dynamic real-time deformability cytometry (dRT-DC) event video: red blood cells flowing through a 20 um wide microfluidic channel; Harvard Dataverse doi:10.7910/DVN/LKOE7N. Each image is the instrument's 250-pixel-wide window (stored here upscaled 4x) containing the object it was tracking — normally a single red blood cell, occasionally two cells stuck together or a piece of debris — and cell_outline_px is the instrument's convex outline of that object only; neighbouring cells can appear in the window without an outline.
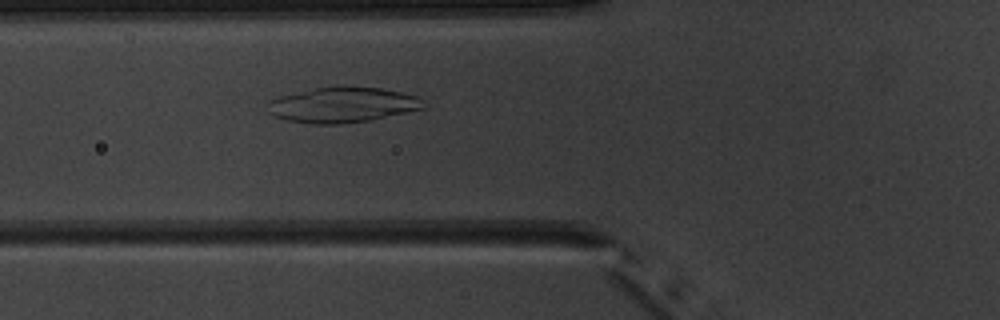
{"species": "common noctule bat (a hibernating species)", "species_latin": "Nyctalus noctula", "temperature_condition": "warm", "stored_images_in_passage": 4, "camera_frame_rate_fps": 3000, "um_per_image_px": 0.085, "animal": {"sex": "male", "body_mass_g": 20.1, "forearm_length_mm": 53.5}, "frame": {"image": 1, "passage_image": 4, "time_ms": 3.333, "image_size_px": [1000, 320], "cell_outline_px": [[424, 108], [372, 120], [340, 124], [312, 124], [288, 120], [272, 116], [268, 112], [264, 104], [268, 100], [280, 96], [312, 88], [380, 88], [400, 92], [416, 96], [424, 100]], "centroid_in_image_um": [29.05, 8.94], "position_along_channel_um": 96.8, "area_um2": 31.85}}